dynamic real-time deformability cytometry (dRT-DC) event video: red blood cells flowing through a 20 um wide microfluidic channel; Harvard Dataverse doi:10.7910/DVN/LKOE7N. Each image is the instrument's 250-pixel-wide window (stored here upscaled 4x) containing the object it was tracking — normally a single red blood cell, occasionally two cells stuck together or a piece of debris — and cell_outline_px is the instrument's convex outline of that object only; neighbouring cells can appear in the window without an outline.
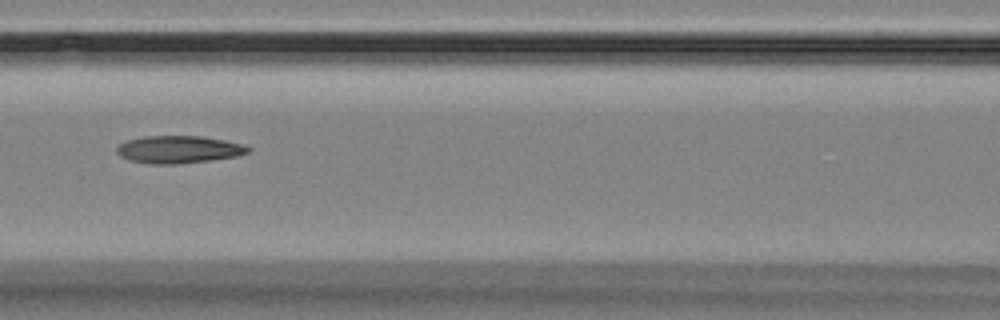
{"species": "Egyptian fruit bat (a non-hibernating species)", "species_latin": "Rousettus aegyptiacus", "temperature_condition": "room temperature", "stored_images_in_passage": 12, "camera_frame_rate_fps": 3000, "um_per_image_px": 0.085, "animal": {"sex": "female"}, "frame": {"image": 1, "passage_image": 9, "time_ms": 9.0, "image_size_px": [1000, 320], "cell_outline_px": [[252, 152], [236, 156], [212, 160], [176, 164], [148, 164], [132, 160], [120, 156], [116, 152], [116, 148], [120, 144], [128, 140], [144, 136], [204, 136], [244, 144], [252, 148]], "centroid_in_image_um": [15.24, 12.7], "position_along_channel_um": 151.4, "area_um2": 21.15}}
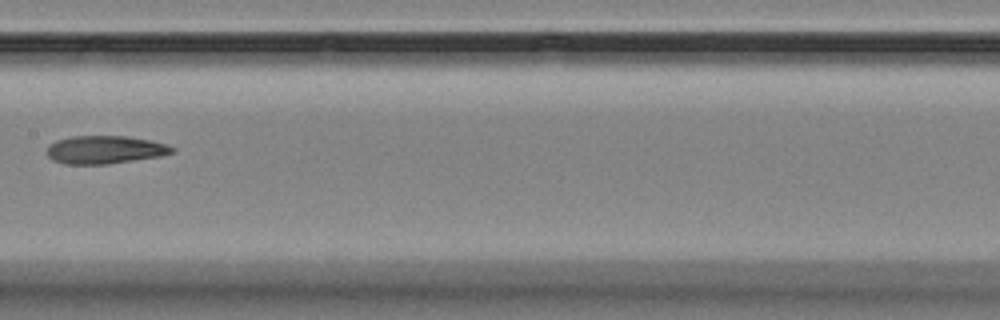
{"frame": {"image": 2, "passage_image": 10, "time_ms": 10.333, "image_size_px": [1000, 320], "cell_outline_px": [[176, 152], [160, 156], [108, 164], [64, 164], [52, 160], [48, 156], [48, 144], [56, 140], [72, 136], [128, 136], [168, 144], [176, 148]], "centroid_in_image_um": [8.93, 12.72], "position_along_channel_um": 198.5, "area_um2": 20.58}}
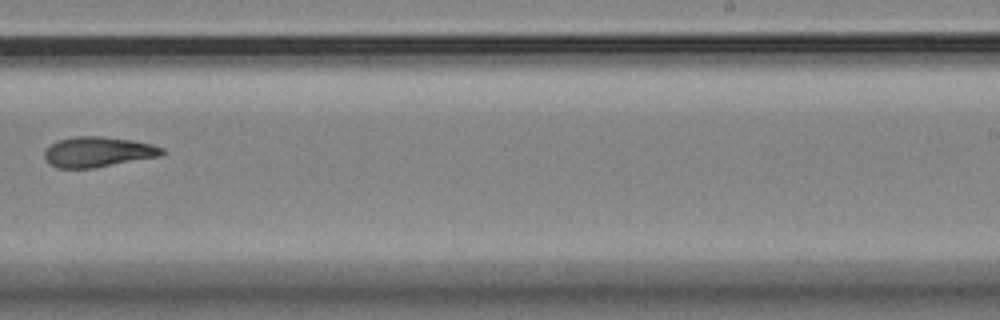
{"frame": {"image": 3, "passage_image": 12, "time_ms": 12.667, "image_size_px": [1000, 320], "cell_outline_px": [[164, 152], [160, 156], [96, 168], [56, 168], [48, 164], [44, 156], [44, 152], [56, 140], [72, 136], [104, 136], [132, 140], [152, 144], [164, 148]], "centroid_in_image_um": [8.31, 12.91], "position_along_channel_um": 280.7, "area_um2": 20.98}}